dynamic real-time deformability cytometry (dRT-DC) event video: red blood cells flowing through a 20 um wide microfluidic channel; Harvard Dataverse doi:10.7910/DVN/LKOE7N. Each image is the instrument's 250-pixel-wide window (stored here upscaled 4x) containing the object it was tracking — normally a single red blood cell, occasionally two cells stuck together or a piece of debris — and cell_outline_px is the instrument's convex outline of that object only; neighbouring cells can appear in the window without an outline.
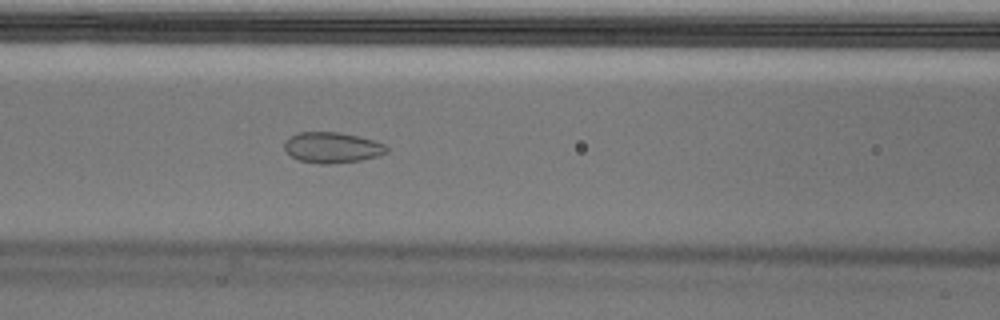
{"species": "Egyptian fruit bat (a non-hibernating species)", "species_latin": "Rousettus aegyptiacus", "temperature_condition": "cold", "stored_images_in_passage": 45, "camera_frame_rate_fps": 3000, "um_per_image_px": 0.085, "animal": {"sex": "male"}, "frame": {"image": 1, "passage_image": 14, "time_ms": 4.333, "image_size_px": [1000, 320], "cell_outline_px": [[388, 152], [380, 156], [360, 160], [328, 164], [320, 164], [300, 160], [292, 156], [284, 148], [284, 140], [300, 132], [336, 132], [360, 136], [376, 140], [384, 144], [388, 148]], "centroid_in_image_um": [28.28, 12.54], "position_along_channel_um": 138.3, "area_um2": 18.32}}
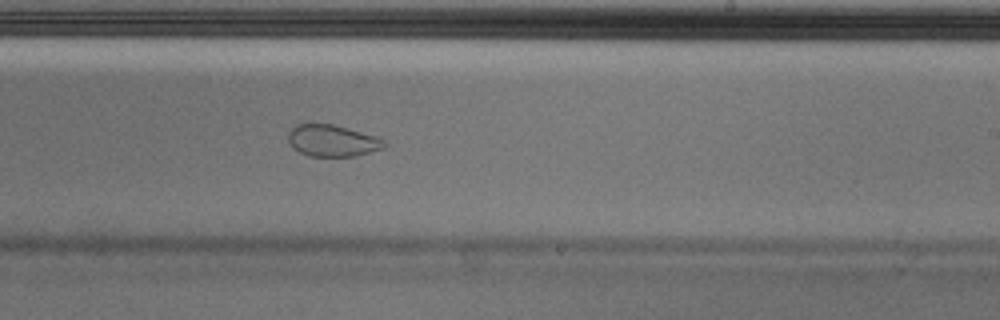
{"frame": {"image": 2, "passage_image": 24, "time_ms": 7.667, "image_size_px": [1000, 320], "cell_outline_px": [[388, 144], [384, 148], [356, 156], [308, 156], [292, 148], [288, 140], [288, 132], [296, 124], [308, 120], [312, 120], [332, 124], [376, 136], [384, 140]], "centroid_in_image_um": [28.19, 11.92], "position_along_channel_um": 260.8, "area_um2": 18.32}}
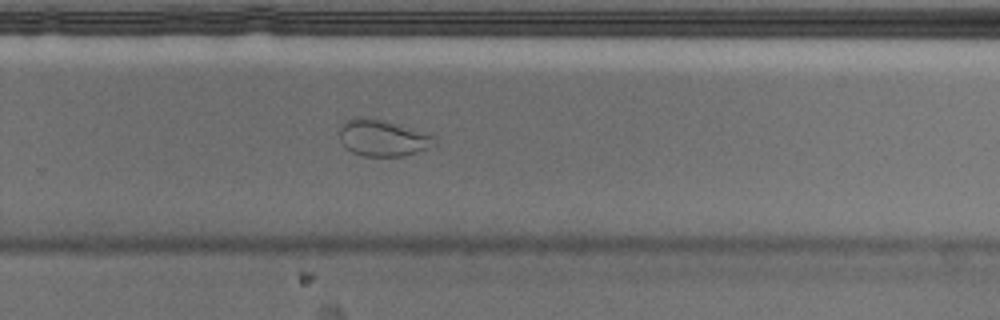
{"frame": {"image": 3, "passage_image": 27, "time_ms": 8.667, "image_size_px": [1000, 320], "cell_outline_px": [[436, 144], [428, 148], [404, 156], [364, 156], [352, 152], [344, 148], [340, 140], [340, 128], [344, 120], [356, 116], [376, 116], [428, 132], [432, 136]], "centroid_in_image_um": [32.51, 11.67], "position_along_channel_um": 297.3, "area_um2": 20.98}}